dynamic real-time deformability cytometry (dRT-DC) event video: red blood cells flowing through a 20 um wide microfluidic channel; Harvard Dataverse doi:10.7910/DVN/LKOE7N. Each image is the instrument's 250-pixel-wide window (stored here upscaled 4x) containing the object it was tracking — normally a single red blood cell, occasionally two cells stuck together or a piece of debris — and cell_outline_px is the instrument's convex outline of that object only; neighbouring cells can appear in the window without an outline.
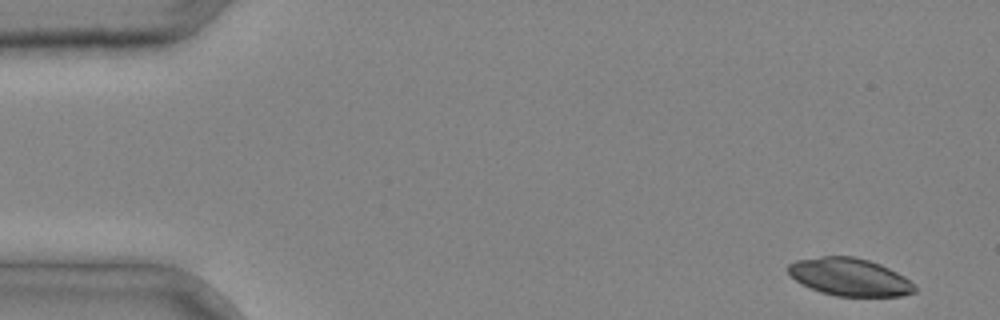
{"species": "common noctule bat (a hibernating species)", "species_latin": "Nyctalus noctula", "temperature_condition": "cold", "stored_images_in_passage": 3, "camera_frame_rate_fps": 3000, "um_per_image_px": 0.085, "animal": {"sex": "male", "body_mass_g": 20.4}, "frame": {"image": 1, "passage_image": 1, "time_ms": 0.0, "image_size_px": [1000, 320], "cell_outline_px": [[916, 292], [900, 296], [836, 296], [820, 292], [808, 288], [800, 284], [788, 272], [788, 264], [796, 260], [820, 256], [852, 256], [868, 260], [880, 264], [904, 276], [916, 288]], "centroid_in_image_um": [72.18, 23.55], "position_along_channel_um": 12.8, "area_um2": 27.74}}
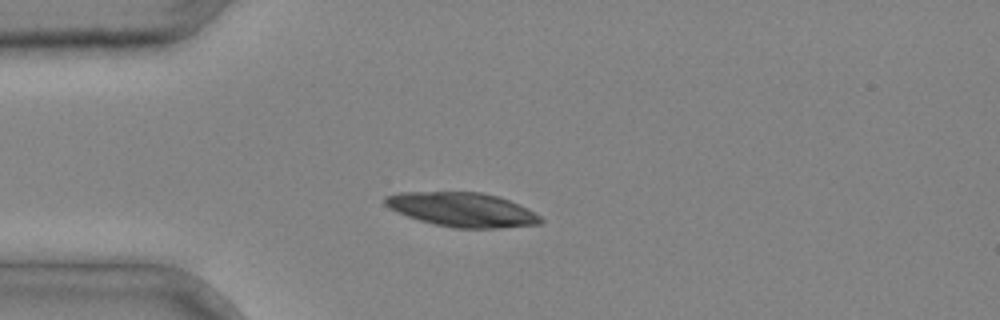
{"frame": {"image": 2, "passage_image": 3, "time_ms": 0.667, "image_size_px": [1000, 320], "cell_outline_px": [[544, 220], [540, 224], [500, 228], [452, 228], [432, 224], [396, 212], [388, 208], [384, 204], [384, 196], [396, 192], [480, 192], [496, 196], [508, 200], [528, 208], [540, 216]], "centroid_in_image_um": [39.26, 17.82], "position_along_channel_um": 45.7, "area_um2": 31.15}}